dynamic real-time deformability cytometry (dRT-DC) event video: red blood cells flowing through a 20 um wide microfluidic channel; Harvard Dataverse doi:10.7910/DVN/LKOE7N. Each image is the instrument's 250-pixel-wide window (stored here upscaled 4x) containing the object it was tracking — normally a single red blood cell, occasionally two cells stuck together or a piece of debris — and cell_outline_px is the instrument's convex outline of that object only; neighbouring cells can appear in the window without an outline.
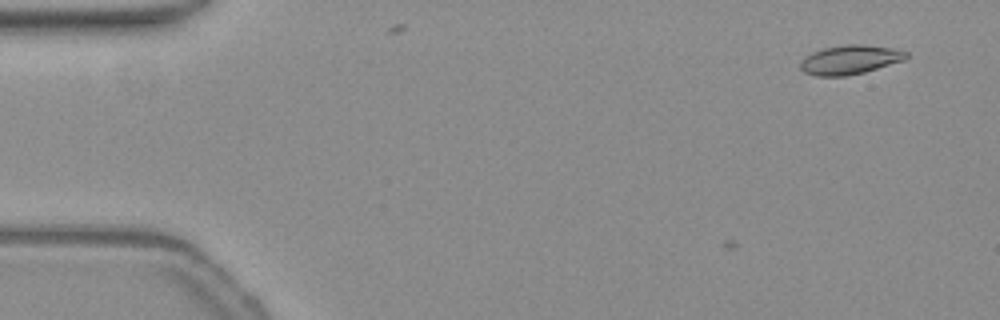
{"species": "common noctule bat (a hibernating species)", "species_latin": "Nyctalus noctula", "temperature_condition": "warm", "stored_images_in_passage": 8, "camera_frame_rate_fps": 3000, "um_per_image_px": 0.085, "animal": {"sex": "female", "body_mass_g": 19.3, "forearm_length_mm": 54.1}, "frame": {"image": 1, "passage_image": 8, "time_ms": 2.333, "image_size_px": [1000, 320], "cell_outline_px": [[908, 56], [904, 60], [864, 72], [848, 76], [816, 76], [804, 72], [800, 68], [800, 60], [804, 56], [812, 52], [824, 48], [844, 44], [864, 44], [892, 48], [908, 52]], "centroid_in_image_um": [72.21, 5.07], "position_along_channel_um": 12.8, "area_um2": 18.09}}